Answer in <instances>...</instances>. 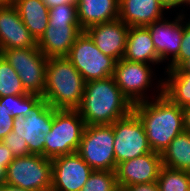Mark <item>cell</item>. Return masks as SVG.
Instances as JSON below:
<instances>
[{"instance_id":"cell-1","label":"cell","mask_w":190,"mask_h":191,"mask_svg":"<svg viewBox=\"0 0 190 191\" xmlns=\"http://www.w3.org/2000/svg\"><path fill=\"white\" fill-rule=\"evenodd\" d=\"M158 82L156 99L134 104L133 112L144 126L151 150L161 154L184 131V116L183 109L163 95V80Z\"/></svg>"},{"instance_id":"cell-2","label":"cell","mask_w":190,"mask_h":191,"mask_svg":"<svg viewBox=\"0 0 190 191\" xmlns=\"http://www.w3.org/2000/svg\"><path fill=\"white\" fill-rule=\"evenodd\" d=\"M77 110L86 125H104L129 115L133 105L110 76L85 82L83 100Z\"/></svg>"},{"instance_id":"cell-3","label":"cell","mask_w":190,"mask_h":191,"mask_svg":"<svg viewBox=\"0 0 190 191\" xmlns=\"http://www.w3.org/2000/svg\"><path fill=\"white\" fill-rule=\"evenodd\" d=\"M85 81L66 58H48L42 98L55 109L77 110L83 100Z\"/></svg>"},{"instance_id":"cell-4","label":"cell","mask_w":190,"mask_h":191,"mask_svg":"<svg viewBox=\"0 0 190 191\" xmlns=\"http://www.w3.org/2000/svg\"><path fill=\"white\" fill-rule=\"evenodd\" d=\"M85 126L78 110L54 108L52 128L45 135L44 157L53 159L77 152Z\"/></svg>"},{"instance_id":"cell-5","label":"cell","mask_w":190,"mask_h":191,"mask_svg":"<svg viewBox=\"0 0 190 191\" xmlns=\"http://www.w3.org/2000/svg\"><path fill=\"white\" fill-rule=\"evenodd\" d=\"M5 183L28 191H50L52 161L39 154L15 157L6 168Z\"/></svg>"},{"instance_id":"cell-6","label":"cell","mask_w":190,"mask_h":191,"mask_svg":"<svg viewBox=\"0 0 190 191\" xmlns=\"http://www.w3.org/2000/svg\"><path fill=\"white\" fill-rule=\"evenodd\" d=\"M114 138L112 124L86 125L77 153L93 170L115 171Z\"/></svg>"},{"instance_id":"cell-7","label":"cell","mask_w":190,"mask_h":191,"mask_svg":"<svg viewBox=\"0 0 190 191\" xmlns=\"http://www.w3.org/2000/svg\"><path fill=\"white\" fill-rule=\"evenodd\" d=\"M66 58L85 82L105 79L114 74L116 60L102 53L85 31L77 37Z\"/></svg>"},{"instance_id":"cell-8","label":"cell","mask_w":190,"mask_h":191,"mask_svg":"<svg viewBox=\"0 0 190 191\" xmlns=\"http://www.w3.org/2000/svg\"><path fill=\"white\" fill-rule=\"evenodd\" d=\"M0 55L17 72L27 93L43 96L48 58L38 47L1 50Z\"/></svg>"},{"instance_id":"cell-9","label":"cell","mask_w":190,"mask_h":191,"mask_svg":"<svg viewBox=\"0 0 190 191\" xmlns=\"http://www.w3.org/2000/svg\"><path fill=\"white\" fill-rule=\"evenodd\" d=\"M112 126L117 165L152 152L144 126L133 111L126 117L116 120Z\"/></svg>"},{"instance_id":"cell-10","label":"cell","mask_w":190,"mask_h":191,"mask_svg":"<svg viewBox=\"0 0 190 191\" xmlns=\"http://www.w3.org/2000/svg\"><path fill=\"white\" fill-rule=\"evenodd\" d=\"M53 116L54 108L42 98L27 116L14 118L13 132L26 140L30 154L44 156L45 135L51 131Z\"/></svg>"},{"instance_id":"cell-11","label":"cell","mask_w":190,"mask_h":191,"mask_svg":"<svg viewBox=\"0 0 190 191\" xmlns=\"http://www.w3.org/2000/svg\"><path fill=\"white\" fill-rule=\"evenodd\" d=\"M152 74L149 64L121 58L116 61L113 78L123 95L134 105L148 101L144 90L151 87Z\"/></svg>"},{"instance_id":"cell-12","label":"cell","mask_w":190,"mask_h":191,"mask_svg":"<svg viewBox=\"0 0 190 191\" xmlns=\"http://www.w3.org/2000/svg\"><path fill=\"white\" fill-rule=\"evenodd\" d=\"M51 161L53 191H80L94 171L77 152Z\"/></svg>"},{"instance_id":"cell-13","label":"cell","mask_w":190,"mask_h":191,"mask_svg":"<svg viewBox=\"0 0 190 191\" xmlns=\"http://www.w3.org/2000/svg\"><path fill=\"white\" fill-rule=\"evenodd\" d=\"M162 166L161 154L154 151L121 162L115 170L117 184L124 188L133 184L156 182Z\"/></svg>"},{"instance_id":"cell-14","label":"cell","mask_w":190,"mask_h":191,"mask_svg":"<svg viewBox=\"0 0 190 191\" xmlns=\"http://www.w3.org/2000/svg\"><path fill=\"white\" fill-rule=\"evenodd\" d=\"M129 28L118 18L110 22L90 26L85 32L102 53L119 61L125 54Z\"/></svg>"},{"instance_id":"cell-15","label":"cell","mask_w":190,"mask_h":191,"mask_svg":"<svg viewBox=\"0 0 190 191\" xmlns=\"http://www.w3.org/2000/svg\"><path fill=\"white\" fill-rule=\"evenodd\" d=\"M184 15L179 14L174 21L161 19L146 26L151 34L156 53L161 62L172 56V62L179 53L184 31ZM183 24V25H182ZM171 54V55H169Z\"/></svg>"},{"instance_id":"cell-16","label":"cell","mask_w":190,"mask_h":191,"mask_svg":"<svg viewBox=\"0 0 190 191\" xmlns=\"http://www.w3.org/2000/svg\"><path fill=\"white\" fill-rule=\"evenodd\" d=\"M37 47L14 5L0 7V51Z\"/></svg>"},{"instance_id":"cell-17","label":"cell","mask_w":190,"mask_h":191,"mask_svg":"<svg viewBox=\"0 0 190 191\" xmlns=\"http://www.w3.org/2000/svg\"><path fill=\"white\" fill-rule=\"evenodd\" d=\"M158 0H119V19L129 27H146L164 18Z\"/></svg>"},{"instance_id":"cell-18","label":"cell","mask_w":190,"mask_h":191,"mask_svg":"<svg viewBox=\"0 0 190 191\" xmlns=\"http://www.w3.org/2000/svg\"><path fill=\"white\" fill-rule=\"evenodd\" d=\"M82 31L81 26H48L37 47L47 58L66 57Z\"/></svg>"},{"instance_id":"cell-19","label":"cell","mask_w":190,"mask_h":191,"mask_svg":"<svg viewBox=\"0 0 190 191\" xmlns=\"http://www.w3.org/2000/svg\"><path fill=\"white\" fill-rule=\"evenodd\" d=\"M81 29L119 18V0H76Z\"/></svg>"},{"instance_id":"cell-20","label":"cell","mask_w":190,"mask_h":191,"mask_svg":"<svg viewBox=\"0 0 190 191\" xmlns=\"http://www.w3.org/2000/svg\"><path fill=\"white\" fill-rule=\"evenodd\" d=\"M123 58L131 62H142L146 64L161 63L147 27L129 28Z\"/></svg>"},{"instance_id":"cell-21","label":"cell","mask_w":190,"mask_h":191,"mask_svg":"<svg viewBox=\"0 0 190 191\" xmlns=\"http://www.w3.org/2000/svg\"><path fill=\"white\" fill-rule=\"evenodd\" d=\"M14 6L26 28L38 41L48 27L49 8L42 0H15Z\"/></svg>"},{"instance_id":"cell-22","label":"cell","mask_w":190,"mask_h":191,"mask_svg":"<svg viewBox=\"0 0 190 191\" xmlns=\"http://www.w3.org/2000/svg\"><path fill=\"white\" fill-rule=\"evenodd\" d=\"M161 158L165 167L190 172V133L178 134L161 153Z\"/></svg>"},{"instance_id":"cell-23","label":"cell","mask_w":190,"mask_h":191,"mask_svg":"<svg viewBox=\"0 0 190 191\" xmlns=\"http://www.w3.org/2000/svg\"><path fill=\"white\" fill-rule=\"evenodd\" d=\"M163 80V95L181 108L190 106V73L167 72Z\"/></svg>"},{"instance_id":"cell-24","label":"cell","mask_w":190,"mask_h":191,"mask_svg":"<svg viewBox=\"0 0 190 191\" xmlns=\"http://www.w3.org/2000/svg\"><path fill=\"white\" fill-rule=\"evenodd\" d=\"M156 182L159 191H188L190 172L162 166Z\"/></svg>"},{"instance_id":"cell-25","label":"cell","mask_w":190,"mask_h":191,"mask_svg":"<svg viewBox=\"0 0 190 191\" xmlns=\"http://www.w3.org/2000/svg\"><path fill=\"white\" fill-rule=\"evenodd\" d=\"M28 94L13 67L0 55V98Z\"/></svg>"},{"instance_id":"cell-26","label":"cell","mask_w":190,"mask_h":191,"mask_svg":"<svg viewBox=\"0 0 190 191\" xmlns=\"http://www.w3.org/2000/svg\"><path fill=\"white\" fill-rule=\"evenodd\" d=\"M48 26H80L76 4H63L49 9Z\"/></svg>"},{"instance_id":"cell-27","label":"cell","mask_w":190,"mask_h":191,"mask_svg":"<svg viewBox=\"0 0 190 191\" xmlns=\"http://www.w3.org/2000/svg\"><path fill=\"white\" fill-rule=\"evenodd\" d=\"M41 99V96L29 93L0 98V100H7V108L14 118L18 116H27Z\"/></svg>"},{"instance_id":"cell-28","label":"cell","mask_w":190,"mask_h":191,"mask_svg":"<svg viewBox=\"0 0 190 191\" xmlns=\"http://www.w3.org/2000/svg\"><path fill=\"white\" fill-rule=\"evenodd\" d=\"M117 187L115 171L94 170L80 191H114Z\"/></svg>"},{"instance_id":"cell-29","label":"cell","mask_w":190,"mask_h":191,"mask_svg":"<svg viewBox=\"0 0 190 191\" xmlns=\"http://www.w3.org/2000/svg\"><path fill=\"white\" fill-rule=\"evenodd\" d=\"M190 58V19L184 25L182 42L180 45L178 56L168 64L167 69L178 68L184 61Z\"/></svg>"},{"instance_id":"cell-30","label":"cell","mask_w":190,"mask_h":191,"mask_svg":"<svg viewBox=\"0 0 190 191\" xmlns=\"http://www.w3.org/2000/svg\"><path fill=\"white\" fill-rule=\"evenodd\" d=\"M14 157L30 155L25 139L20 138L15 132L11 131L2 140Z\"/></svg>"},{"instance_id":"cell-31","label":"cell","mask_w":190,"mask_h":191,"mask_svg":"<svg viewBox=\"0 0 190 191\" xmlns=\"http://www.w3.org/2000/svg\"><path fill=\"white\" fill-rule=\"evenodd\" d=\"M14 117L7 108V100H0V141L13 131Z\"/></svg>"},{"instance_id":"cell-32","label":"cell","mask_w":190,"mask_h":191,"mask_svg":"<svg viewBox=\"0 0 190 191\" xmlns=\"http://www.w3.org/2000/svg\"><path fill=\"white\" fill-rule=\"evenodd\" d=\"M124 188L126 191H159L157 182L133 184Z\"/></svg>"},{"instance_id":"cell-33","label":"cell","mask_w":190,"mask_h":191,"mask_svg":"<svg viewBox=\"0 0 190 191\" xmlns=\"http://www.w3.org/2000/svg\"><path fill=\"white\" fill-rule=\"evenodd\" d=\"M15 159L12 152L7 148V146L0 141V161H3V166H7Z\"/></svg>"},{"instance_id":"cell-34","label":"cell","mask_w":190,"mask_h":191,"mask_svg":"<svg viewBox=\"0 0 190 191\" xmlns=\"http://www.w3.org/2000/svg\"><path fill=\"white\" fill-rule=\"evenodd\" d=\"M42 2L50 9L63 4H76V0H42Z\"/></svg>"},{"instance_id":"cell-35","label":"cell","mask_w":190,"mask_h":191,"mask_svg":"<svg viewBox=\"0 0 190 191\" xmlns=\"http://www.w3.org/2000/svg\"><path fill=\"white\" fill-rule=\"evenodd\" d=\"M162 6L166 9H174V7H179V5H183V0H158Z\"/></svg>"},{"instance_id":"cell-36","label":"cell","mask_w":190,"mask_h":191,"mask_svg":"<svg viewBox=\"0 0 190 191\" xmlns=\"http://www.w3.org/2000/svg\"><path fill=\"white\" fill-rule=\"evenodd\" d=\"M183 116H184V131L190 133V106L184 107Z\"/></svg>"},{"instance_id":"cell-37","label":"cell","mask_w":190,"mask_h":191,"mask_svg":"<svg viewBox=\"0 0 190 191\" xmlns=\"http://www.w3.org/2000/svg\"><path fill=\"white\" fill-rule=\"evenodd\" d=\"M166 72H189L190 73V58L184 61L178 68L167 69Z\"/></svg>"},{"instance_id":"cell-38","label":"cell","mask_w":190,"mask_h":191,"mask_svg":"<svg viewBox=\"0 0 190 191\" xmlns=\"http://www.w3.org/2000/svg\"><path fill=\"white\" fill-rule=\"evenodd\" d=\"M0 191H28V190H24L21 189L20 187L12 186L5 183L0 187Z\"/></svg>"},{"instance_id":"cell-39","label":"cell","mask_w":190,"mask_h":191,"mask_svg":"<svg viewBox=\"0 0 190 191\" xmlns=\"http://www.w3.org/2000/svg\"><path fill=\"white\" fill-rule=\"evenodd\" d=\"M6 182V168L3 166V161H0V187Z\"/></svg>"},{"instance_id":"cell-40","label":"cell","mask_w":190,"mask_h":191,"mask_svg":"<svg viewBox=\"0 0 190 191\" xmlns=\"http://www.w3.org/2000/svg\"><path fill=\"white\" fill-rule=\"evenodd\" d=\"M14 2L15 0H0V7L14 5Z\"/></svg>"},{"instance_id":"cell-41","label":"cell","mask_w":190,"mask_h":191,"mask_svg":"<svg viewBox=\"0 0 190 191\" xmlns=\"http://www.w3.org/2000/svg\"><path fill=\"white\" fill-rule=\"evenodd\" d=\"M114 191H126V189L118 186Z\"/></svg>"},{"instance_id":"cell-42","label":"cell","mask_w":190,"mask_h":191,"mask_svg":"<svg viewBox=\"0 0 190 191\" xmlns=\"http://www.w3.org/2000/svg\"><path fill=\"white\" fill-rule=\"evenodd\" d=\"M183 4H185V5H190V0H183Z\"/></svg>"}]
</instances>
